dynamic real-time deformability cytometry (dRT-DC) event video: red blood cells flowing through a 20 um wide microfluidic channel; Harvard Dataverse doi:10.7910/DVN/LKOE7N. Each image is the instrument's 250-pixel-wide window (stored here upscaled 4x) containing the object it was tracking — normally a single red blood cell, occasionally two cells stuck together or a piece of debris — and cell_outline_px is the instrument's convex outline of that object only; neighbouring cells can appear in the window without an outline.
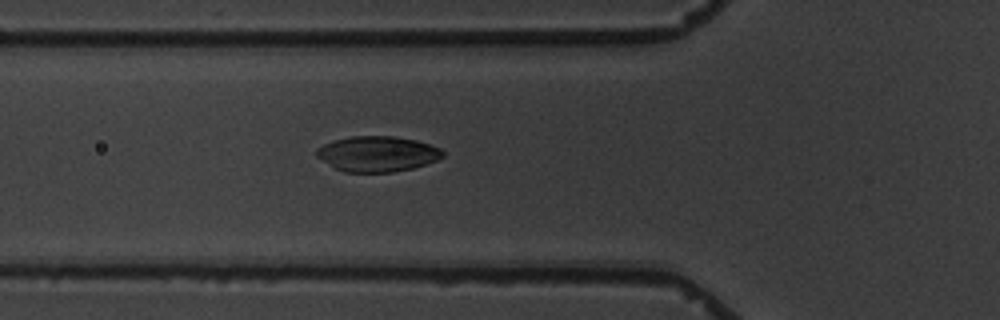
{"species": "common noctule bat (a hibernating species)", "species_latin": "Nyctalus noctula", "temperature_condition": "warm", "stored_images_in_passage": 6, "camera_frame_rate_fps": 3000, "um_per_image_px": 0.085, "animal": {"sex": "male", "body_mass_g": 19.5, "forearm_length_mm": 54.6}, "frame": {"image": 1, "passage_image": 6, "time_ms": 6.0, "image_size_px": [1000, 320], "cell_outline_px": [[444, 156], [436, 160], [412, 168], [392, 172], [344, 172], [336, 168], [316, 156], [316, 148], [332, 140], [348, 136], [392, 136], [416, 140], [440, 148], [444, 152]], "centroid_in_image_um": [32.05, 13.07], "position_along_channel_um": 93.7, "area_um2": 25.95}}